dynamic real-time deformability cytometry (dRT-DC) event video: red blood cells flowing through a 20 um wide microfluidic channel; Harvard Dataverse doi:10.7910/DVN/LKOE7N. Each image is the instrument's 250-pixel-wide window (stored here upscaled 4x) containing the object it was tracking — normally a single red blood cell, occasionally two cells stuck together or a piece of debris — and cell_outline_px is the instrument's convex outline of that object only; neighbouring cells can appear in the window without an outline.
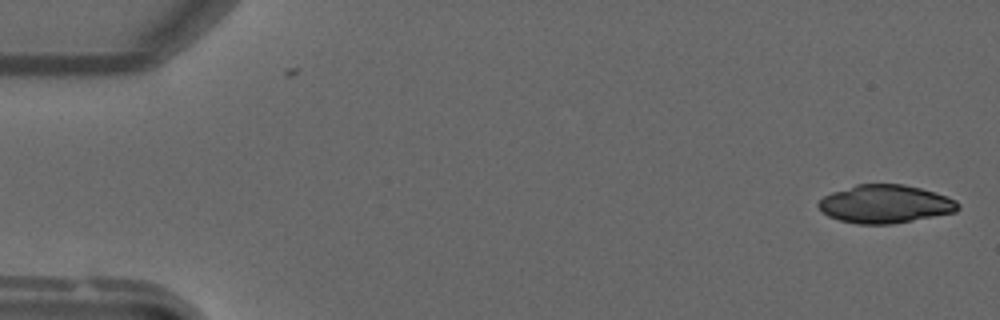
{"species": "common noctule bat (a hibernating species)", "species_latin": "Nyctalus noctula", "temperature_condition": "warm", "stored_images_in_passage": 48, "camera_frame_rate_fps": 3000, "um_per_image_px": 0.085, "animal": {"sex": "male", "forearm_length_mm": 52.5}, "frame": {"image": 1, "passage_image": 1, "time_ms": 0.0, "image_size_px": [1000, 320], "cell_outline_px": [[960, 208], [956, 212], [892, 224], [860, 224], [840, 220], [828, 216], [816, 204], [824, 196], [832, 192], [856, 184], [904, 184], [936, 192], [948, 196], [956, 200], [960, 204]], "centroid_in_image_um": [75.27, 17.33], "position_along_channel_um": 9.7, "area_um2": 31.1}}